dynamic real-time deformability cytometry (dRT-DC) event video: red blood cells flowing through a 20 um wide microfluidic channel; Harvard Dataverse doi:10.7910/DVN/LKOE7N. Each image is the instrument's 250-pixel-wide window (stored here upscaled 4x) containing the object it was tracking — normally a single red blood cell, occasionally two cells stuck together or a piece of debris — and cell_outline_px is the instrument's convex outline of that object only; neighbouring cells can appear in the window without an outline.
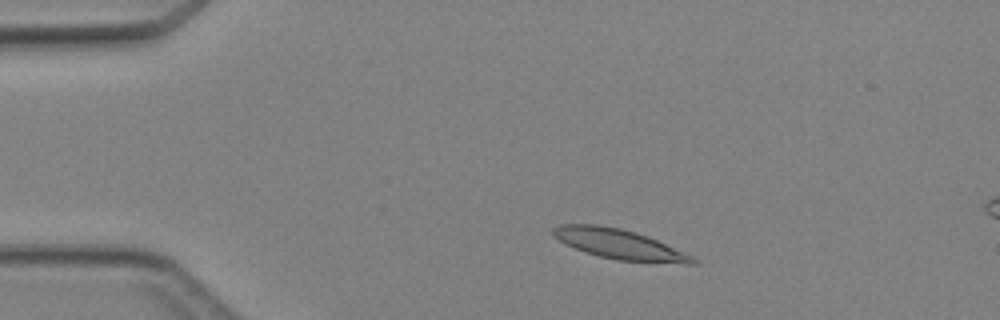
{"species": "Egyptian fruit bat (a non-hibernating species)", "species_latin": "Rousettus aegyptiacus", "temperature_condition": "cold", "stored_images_in_passage": 8, "camera_frame_rate_fps": 3000, "um_per_image_px": 0.085, "animal": {"sex": "female"}, "frame": {"image": 1, "passage_image": 2, "time_ms": 0.333, "image_size_px": [1000, 320], "cell_outline_px": [[700, 264], [688, 264], [616, 260], [584, 252], [552, 236], [552, 228], [560, 224], [600, 224], [620, 228], [636, 232], [648, 236], [692, 256], [700, 260]], "centroid_in_image_um": [52.66, 20.75], "position_along_channel_um": 32.3, "area_um2": 24.33}}